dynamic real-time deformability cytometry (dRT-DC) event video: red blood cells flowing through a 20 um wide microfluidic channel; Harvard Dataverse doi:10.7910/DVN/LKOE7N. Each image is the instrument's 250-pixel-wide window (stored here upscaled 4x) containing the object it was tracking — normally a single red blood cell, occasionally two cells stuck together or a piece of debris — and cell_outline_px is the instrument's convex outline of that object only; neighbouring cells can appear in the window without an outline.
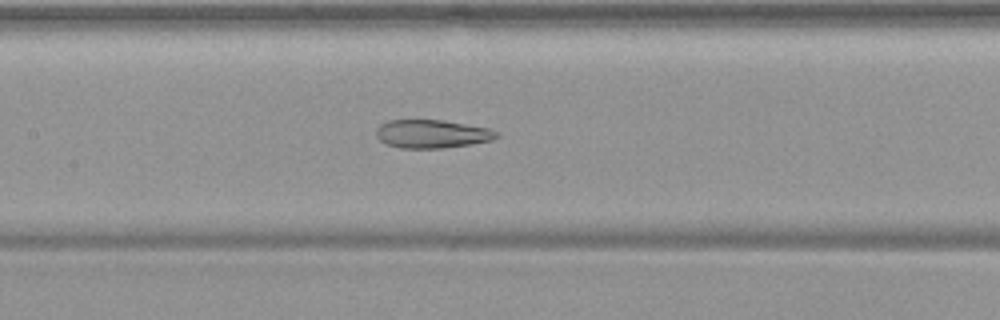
{"species": "common noctule bat (a hibernating species)", "species_latin": "Nyctalus noctula", "temperature_condition": "warm", "stored_images_in_passage": 55, "camera_frame_rate_fps": 3000, "um_per_image_px": 0.085, "animal": {"sex": "female", "body_mass_g": 19.9}, "frame": {"image": 1, "passage_image": 27, "time_ms": 8.667, "image_size_px": [1000, 320], "cell_outline_px": [[500, 136], [492, 140], [472, 144], [444, 148], [400, 148], [384, 144], [376, 136], [376, 128], [380, 124], [388, 120], [444, 120], [488, 128], [500, 132]], "centroid_in_image_um": [36.72, 11.38], "position_along_channel_um": 170.7, "area_um2": 20.11}}
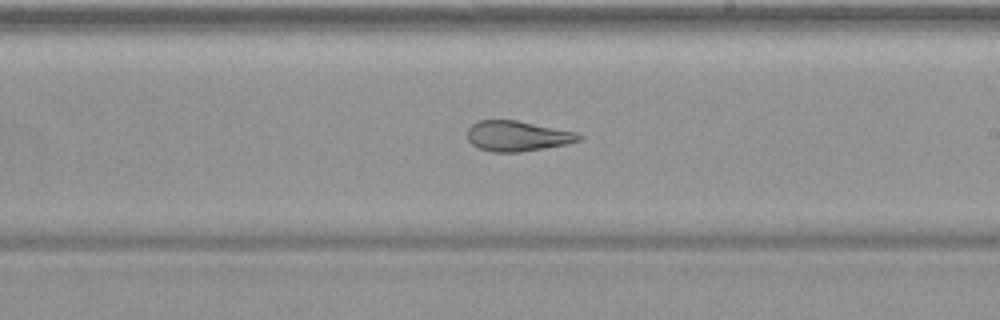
{"frame": {"image": 2, "passage_image": 33, "time_ms": 10.667, "image_size_px": [1000, 320], "cell_outline_px": [[584, 136], [580, 140], [568, 144], [520, 152], [492, 152], [476, 148], [468, 140], [468, 128], [472, 124], [480, 120], [516, 120], [576, 132]], "centroid_in_image_um": [43.97, 11.57], "position_along_channel_um": 245.0, "area_um2": 19.77}}
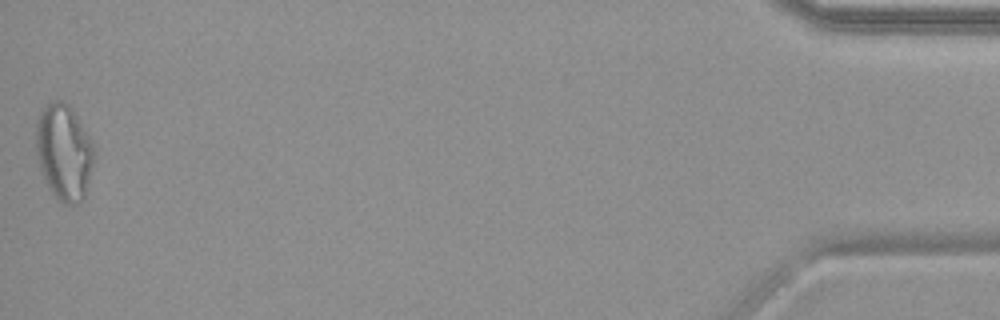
{"frame": {"image": 3, "passage_image": 55, "time_ms": 18.0, "image_size_px": [1000, 320], "cell_outline_px": [[96, 152], [84, 200], [80, 204], [64, 204], [48, 188], [40, 172], [36, 156], [36, 124], [40, 108], [52, 100], [60, 100], [68, 104], [72, 108], [88, 136]], "centroid_in_image_um": [5.42, 12.94], "position_along_channel_um": 429.8, "area_um2": 32.95}, "authors_computed_cell_mechanics": {"area_um2": 27.3394, "velocity_mm_per_s": 3.7456, "shape_relaxation_time_tau1_ms": null, "shape_relaxation_time_tau2_ms": 2.6354, "deformation_change_tau1": null, "deformation_change_tau2": 0.1111}}